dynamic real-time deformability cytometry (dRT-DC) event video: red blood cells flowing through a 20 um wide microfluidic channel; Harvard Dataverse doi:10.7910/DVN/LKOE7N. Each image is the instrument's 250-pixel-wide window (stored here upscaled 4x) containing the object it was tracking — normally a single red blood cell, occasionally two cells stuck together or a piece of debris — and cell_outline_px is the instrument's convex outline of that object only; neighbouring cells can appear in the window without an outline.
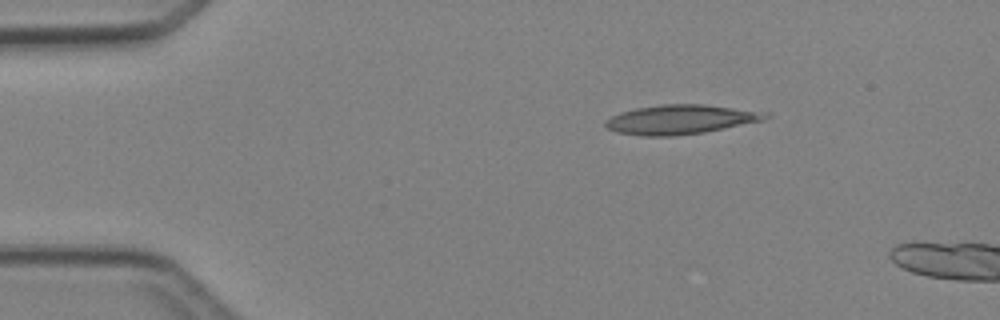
{"species": "Egyptian fruit bat (a non-hibernating species)", "species_latin": "Rousettus aegyptiacus", "temperature_condition": "cold", "stored_images_in_passage": 2, "camera_frame_rate_fps": 3000, "um_per_image_px": 0.085, "animal": {"sex": "female"}, "frame": {"image": 1, "passage_image": 1, "time_ms": 0.0, "image_size_px": [1000, 320], "cell_outline_px": [[772, 116], [764, 120], [704, 132], [676, 136], [644, 136], [616, 132], [608, 128], [604, 124], [604, 120], [620, 112], [636, 108], [660, 104], [704, 104], [772, 112]], "centroid_in_image_um": [57.89, 10.14], "position_along_channel_um": 27.1, "area_um2": 27.63}}